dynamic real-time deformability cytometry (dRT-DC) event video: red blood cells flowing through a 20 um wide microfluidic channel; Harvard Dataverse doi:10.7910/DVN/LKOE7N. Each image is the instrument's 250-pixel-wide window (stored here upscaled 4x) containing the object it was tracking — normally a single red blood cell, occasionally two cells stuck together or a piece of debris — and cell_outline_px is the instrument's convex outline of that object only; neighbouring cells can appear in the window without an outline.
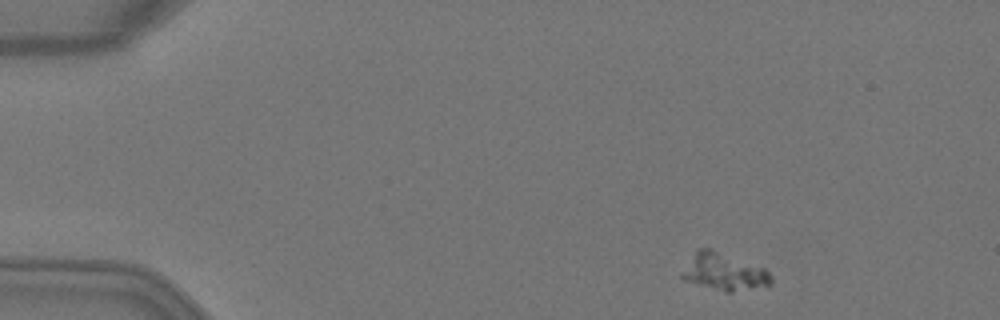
{"species": "Egyptian fruit bat (a non-hibernating species)", "species_latin": "Rousettus aegyptiacus", "temperature_condition": "warm", "stored_images_in_passage": 5, "camera_frame_rate_fps": 3000, "um_per_image_px": 0.085, "animal": {"sex": "female"}, "frame": {"image": 1, "passage_image": 1, "time_ms": 0.0, "image_size_px": [1000, 320], "cell_outline_px": [[772, 284], [732, 292], [728, 292], [684, 280], [680, 276], [680, 272], [696, 248], [708, 248], [764, 268], [772, 276]], "centroid_in_image_um": [61.49, 23.1], "position_along_channel_um": 23.5, "area_um2": 18.96}}
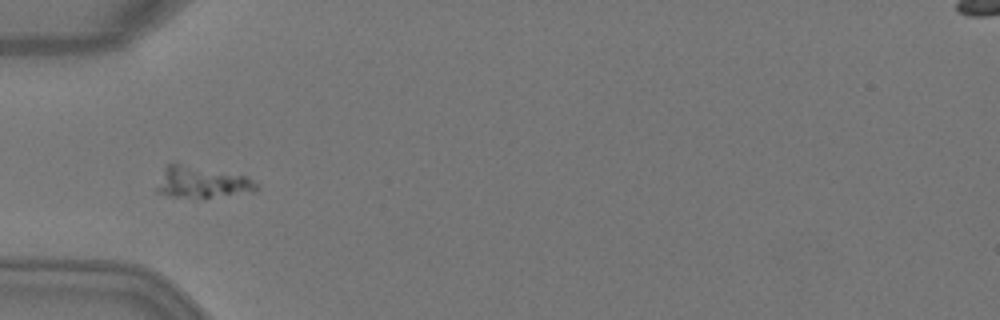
{"frame": {"image": 2, "passage_image": 3, "time_ms": 0.667, "image_size_px": [1000, 320], "cell_outline_px": [[260, 188], [252, 192], [208, 196], [168, 196], [156, 192], [156, 188], [164, 168], [168, 164], [180, 164], [244, 176], [260, 184]], "centroid_in_image_um": [17.15, 15.49], "position_along_channel_um": 67.8, "area_um2": 17.4}}
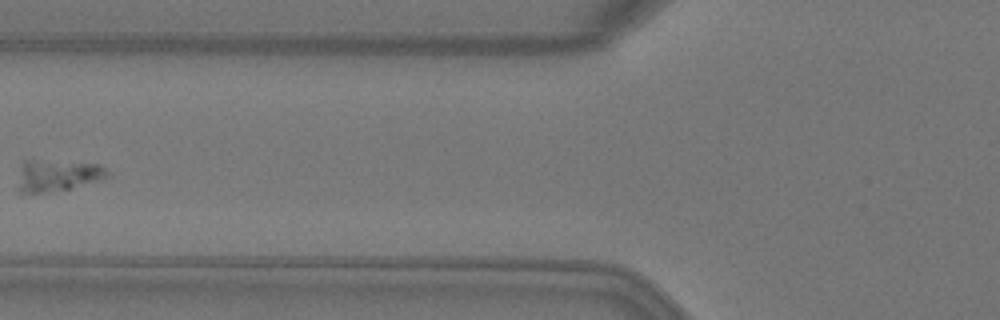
{"frame": {"image": 3, "passage_image": 4, "time_ms": 1.0, "image_size_px": [1000, 320], "cell_outline_px": [[108, 176], [96, 180], [68, 188], [44, 192], [16, 192], [16, 188], [20, 164], [24, 160], [36, 160], [100, 164], [108, 172]], "centroid_in_image_um": [4.76, 14.9], "position_along_channel_um": 121.0, "area_um2": 16.18}}